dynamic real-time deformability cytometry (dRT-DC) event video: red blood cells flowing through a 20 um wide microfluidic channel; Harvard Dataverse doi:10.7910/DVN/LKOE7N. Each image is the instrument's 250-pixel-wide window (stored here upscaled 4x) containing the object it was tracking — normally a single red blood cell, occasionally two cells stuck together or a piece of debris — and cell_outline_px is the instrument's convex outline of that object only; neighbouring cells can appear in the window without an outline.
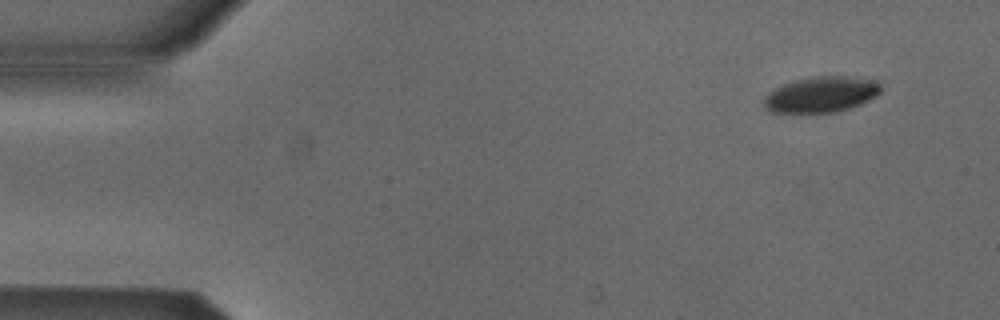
{"species": "Egyptian fruit bat (a non-hibernating species)", "species_latin": "Rousettus aegyptiacus", "temperature_condition": "cold", "stored_images_in_passage": 50, "camera_frame_rate_fps": 3000, "um_per_image_px": 0.085, "animal": {"sex": "male"}, "frame": {"image": 1, "passage_image": 1, "time_ms": 0.0, "image_size_px": [1000, 320], "cell_outline_px": [[880, 92], [868, 100], [860, 104], [836, 112], [772, 112], [764, 108], [764, 96], [768, 92], [784, 84], [796, 80], [812, 76], [848, 76], [876, 80], [880, 84]], "centroid_in_image_um": [69.79, 8.02], "position_along_channel_um": 15.2, "area_um2": 24.16}}
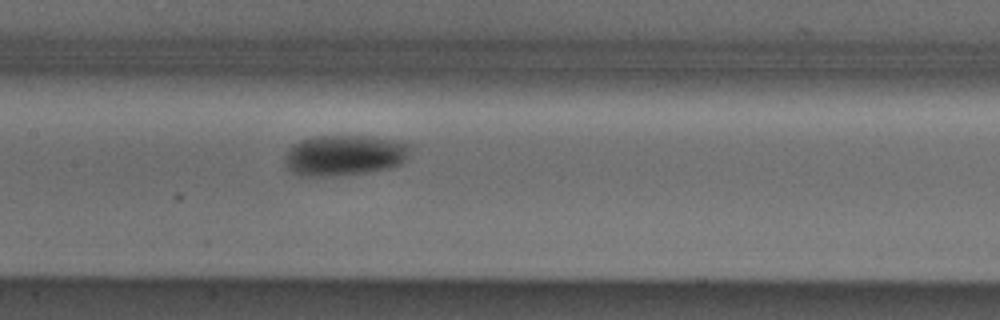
{"frame": {"image": 2, "passage_image": 22, "time_ms": 7.0, "image_size_px": [1000, 320], "cell_outline_px": [[412, 148], [408, 160], [400, 164], [388, 168], [368, 172], [324, 176], [300, 176], [292, 172], [284, 164], [284, 156], [292, 144], [300, 140], [312, 136], [372, 136], [412, 144]], "centroid_in_image_um": [29.28, 13.19], "position_along_channel_um": 178.1, "area_um2": 30.11}}
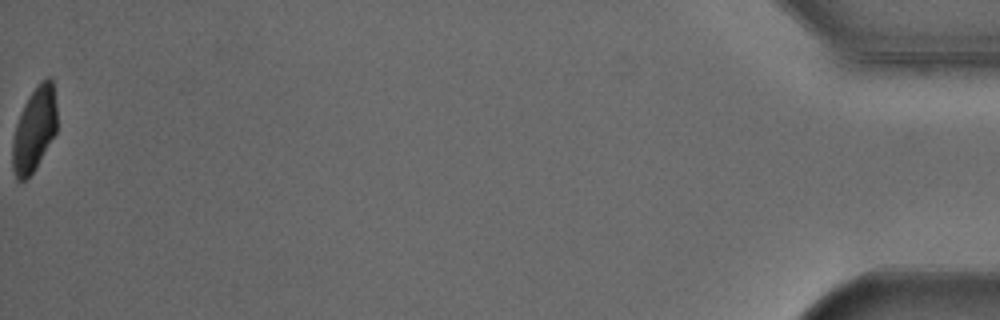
{"frame": {"image": 3, "passage_image": 50, "time_ms": 16.333, "image_size_px": [1000, 320], "cell_outline_px": [[56, 132], [36, 168], [24, 180], [16, 180], [12, 168], [12, 140], [16, 124], [24, 104], [28, 96], [40, 80], [48, 76], [52, 76], [56, 104]], "centroid_in_image_um": [2.91, 10.96], "position_along_channel_um": 432.3, "area_um2": 21.96}, "authors_computed_cell_mechanics": {"area_um2": 27.2816, "velocity_mm_per_s": 3.8631, "shape_relaxation_time_tau1_ms": 2.338, "shape_relaxation_time_tau2_ms": null, "deformation_change_tau1": 0.1105, "deformation_change_tau2": null}}